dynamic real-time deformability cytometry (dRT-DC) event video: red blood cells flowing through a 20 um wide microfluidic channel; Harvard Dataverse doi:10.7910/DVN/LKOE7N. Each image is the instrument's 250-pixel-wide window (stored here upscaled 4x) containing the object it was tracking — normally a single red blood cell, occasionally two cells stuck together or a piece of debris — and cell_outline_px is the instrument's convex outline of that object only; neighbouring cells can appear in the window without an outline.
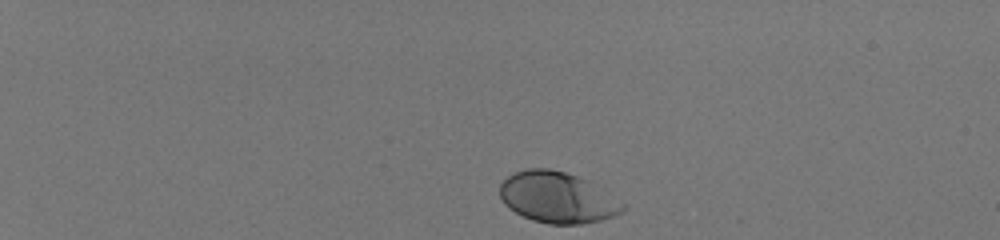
{"species": "human", "species_latin": "Homo sapiens", "temperature_condition": "room temperature", "stored_images_in_passage": 39, "camera_frame_rate_fps": 3000, "um_per_image_px": 0.085, "donor": {"sex": "male"}, "frame": {"image": 1, "passage_image": 1, "time_ms": 0.0, "image_size_px": [1000, 240], "cell_outline_px": [[624, 212], [600, 220], [580, 224], [548, 224], [532, 220], [508, 208], [504, 204], [500, 196], [500, 184], [508, 176], [524, 168], [548, 168], [564, 172], [588, 180], [624, 204]], "centroid_in_image_um": [47.35, 16.78], "position_along_channel_um": 37.7, "area_um2": 36.3}}
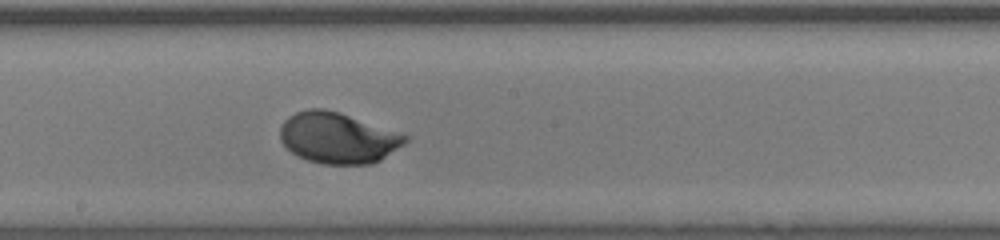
{"frame": {"image": 2, "passage_image": 23, "time_ms": 7.333, "image_size_px": [1000, 240], "cell_outline_px": [[408, 140], [404, 144], [380, 160], [372, 164], [324, 164], [308, 160], [296, 156], [280, 140], [280, 128], [284, 120], [288, 116], [296, 112], [308, 108], [324, 108], [340, 112], [408, 136]], "centroid_in_image_um": [28.68, 11.72], "position_along_channel_um": 219.5, "area_um2": 36.99}}
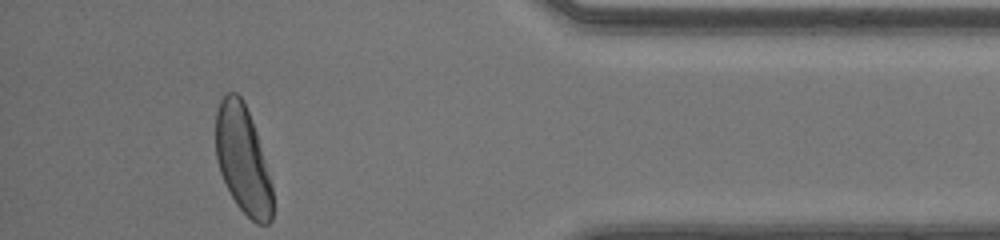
{"frame": {"image": 3, "passage_image": 39, "time_ms": 12.667, "image_size_px": [1000, 240], "cell_outline_px": [[272, 220], [268, 224], [256, 224], [236, 204], [220, 172], [216, 160], [216, 108], [220, 100], [228, 92], [236, 92], [240, 96], [252, 120], [256, 132], [272, 184]], "centroid_in_image_um": [20.63, 13.57], "position_along_channel_um": 414.6, "area_um2": 35.43}, "authors_computed_cell_mechanics": {"area_um2": 36.0672, "velocity_mm_per_s": 4.112, "shape_relaxation_time_tau1_ms": 1.7067, "shape_relaxation_time_tau2_ms": null, "deformation_change_tau1": 0.1395, "deformation_change_tau2": null}}